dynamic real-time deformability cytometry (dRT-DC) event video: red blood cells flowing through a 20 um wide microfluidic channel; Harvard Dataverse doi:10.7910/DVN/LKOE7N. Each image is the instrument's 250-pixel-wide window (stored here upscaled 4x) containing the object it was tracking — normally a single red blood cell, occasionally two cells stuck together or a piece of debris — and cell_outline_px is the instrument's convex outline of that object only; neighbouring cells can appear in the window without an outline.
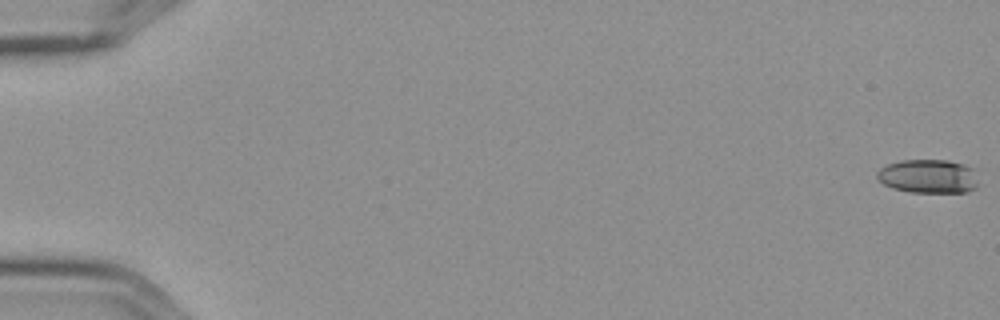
{"species": "Egyptian fruit bat (a non-hibernating species)", "species_latin": "Rousettus aegyptiacus", "temperature_condition": "cold", "stored_images_in_passage": 5, "camera_frame_rate_fps": 3000, "um_per_image_px": 0.085, "frame": {"image": 1, "passage_image": 1, "time_ms": 0.0, "image_size_px": [1000, 320], "cell_outline_px": [[976, 188], [968, 192], [912, 192], [892, 188], [884, 184], [876, 176], [876, 172], [880, 168], [888, 164], [900, 160], [948, 160], [964, 164], [976, 168]], "centroid_in_image_um": [78.93, 14.97], "position_along_channel_um": 6.1, "area_um2": 20.11}}
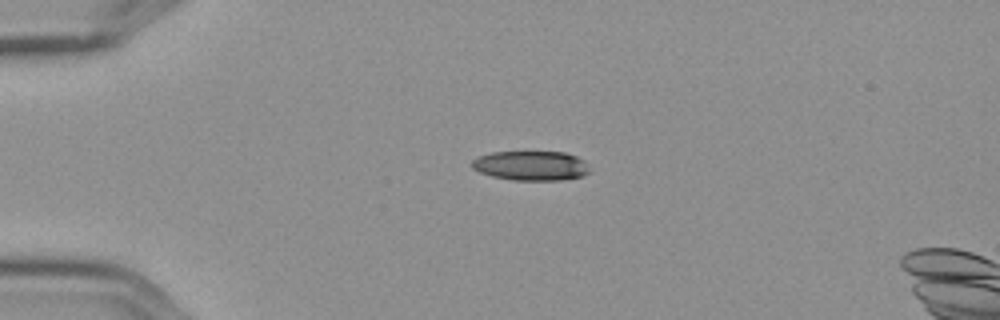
{"frame": {"image": 2, "passage_image": 4, "time_ms": 1.0, "image_size_px": [1000, 320], "cell_outline_px": [[588, 172], [584, 176], [560, 180], [512, 180], [492, 176], [480, 172], [472, 168], [472, 160], [480, 156], [492, 152], [564, 152], [576, 156], [584, 160]], "centroid_in_image_um": [45.12, 14.08], "position_along_channel_um": 39.9, "area_um2": 20.11}}